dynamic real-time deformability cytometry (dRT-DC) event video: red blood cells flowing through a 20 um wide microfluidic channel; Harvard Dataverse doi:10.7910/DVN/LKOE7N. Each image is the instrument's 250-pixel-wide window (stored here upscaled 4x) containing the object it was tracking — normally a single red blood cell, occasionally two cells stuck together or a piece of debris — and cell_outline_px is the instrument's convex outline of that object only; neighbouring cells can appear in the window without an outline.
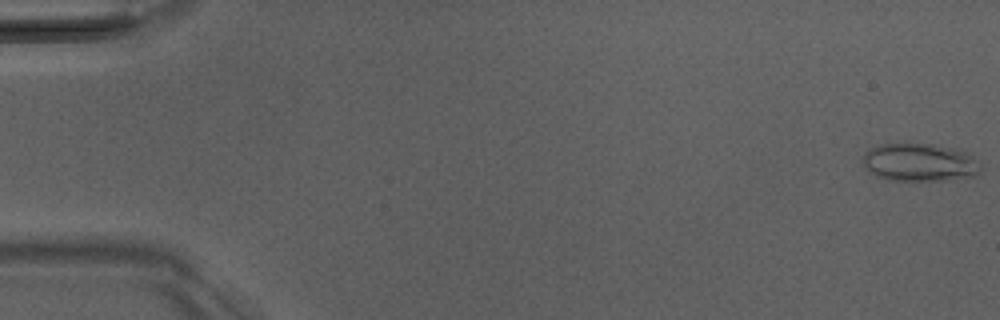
{"species": "Egyptian fruit bat (a non-hibernating species)", "species_latin": "Rousettus aegyptiacus", "temperature_condition": "room temperature", "stored_images_in_passage": 51, "camera_frame_rate_fps": 3000, "um_per_image_px": 0.085, "animal": {"sex": "male"}, "frame": {"image": 1, "passage_image": 1, "time_ms": 0.0, "image_size_px": [1000, 320], "cell_outline_px": [[980, 168], [972, 176], [940, 180], [892, 180], [876, 176], [868, 172], [864, 164], [864, 152], [880, 144], [904, 140], [932, 144], [952, 148], [964, 152], [972, 156], [976, 160]], "centroid_in_image_um": [78.07, 13.75], "position_along_channel_um": 6.9, "area_um2": 26.24}}
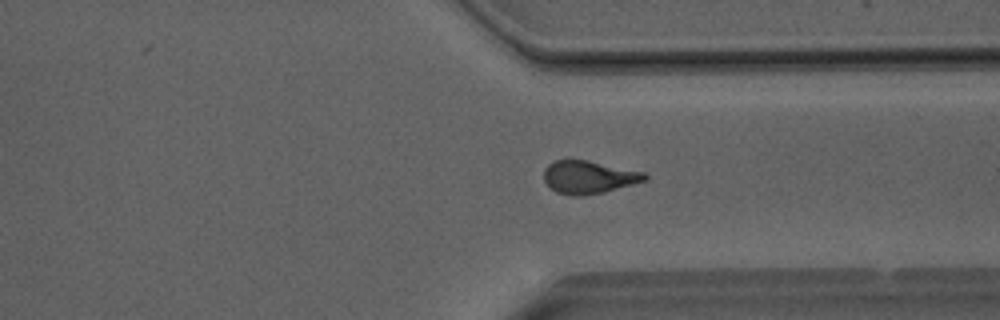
{"frame": {"image": 2, "passage_image": 39, "time_ms": 12.667, "image_size_px": [1000, 320], "cell_outline_px": [[648, 180], [604, 192], [584, 196], [572, 196], [556, 192], [544, 180], [544, 168], [548, 164], [556, 160], [588, 160], [644, 172], [648, 176]], "centroid_in_image_um": [50.05, 15.06], "position_along_channel_um": 361.3, "area_um2": 19.36}}
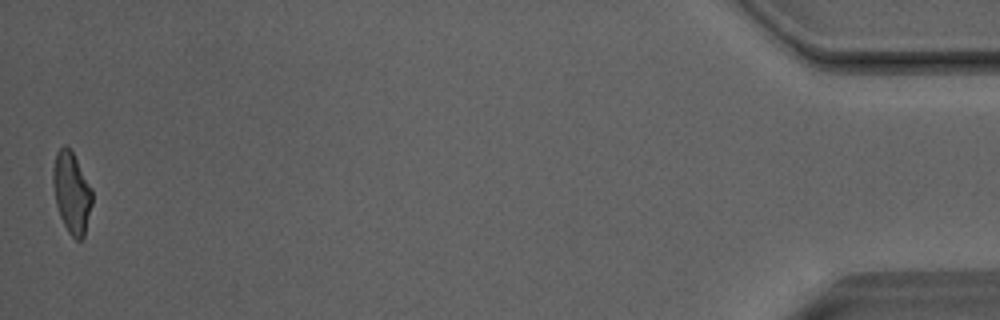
{"frame": {"image": 3, "passage_image": 51, "time_ms": 16.667, "image_size_px": [1000, 320], "cell_outline_px": [[92, 204], [84, 236], [80, 240], [76, 240], [68, 232], [60, 216], [56, 204], [52, 184], [52, 168], [56, 152], [64, 144], [72, 152], [92, 188]], "centroid_in_image_um": [6.08, 16.37], "position_along_channel_um": 429.1, "area_um2": 18.5}, "authors_computed_cell_mechanics": {"area_um2": 19.5364, "velocity_mm_per_s": 4.0602, "shape_relaxation_time_tau1_ms": 11.006, "shape_relaxation_time_tau2_ms": 1.4231, "deformation_change_tau1": 0.2822, "deformation_change_tau2": 0.104}}